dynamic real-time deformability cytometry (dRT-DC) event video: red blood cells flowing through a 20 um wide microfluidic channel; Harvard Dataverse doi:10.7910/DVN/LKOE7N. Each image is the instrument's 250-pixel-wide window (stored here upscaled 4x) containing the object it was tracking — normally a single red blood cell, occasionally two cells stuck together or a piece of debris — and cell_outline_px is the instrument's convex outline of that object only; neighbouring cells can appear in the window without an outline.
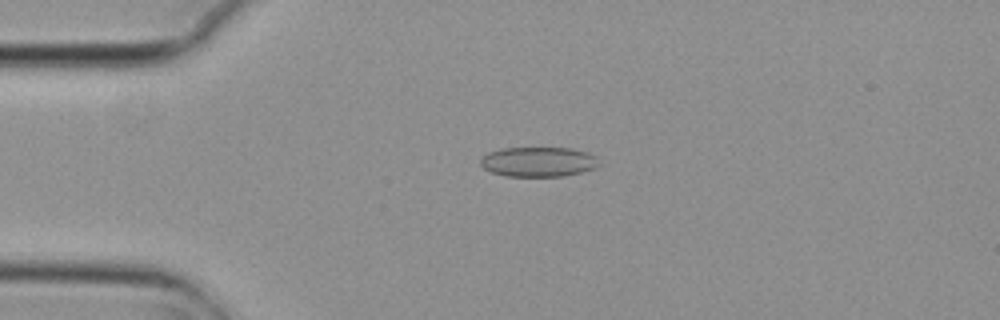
{"species": "common noctule bat (a hibernating species)", "species_latin": "Nyctalus noctula", "temperature_condition": "cold", "stored_images_in_passage": 5, "camera_frame_rate_fps": 3000, "um_per_image_px": 0.085, "animal": {"sex": "female", "body_mass_g": 29.2, "forearm_length_mm": 56.3}, "frame": {"image": 1, "passage_image": 3, "time_ms": 0.667, "image_size_px": [1000, 320], "cell_outline_px": [[604, 164], [596, 168], [580, 172], [560, 176], [504, 176], [492, 172], [484, 168], [480, 164], [480, 160], [488, 152], [500, 148], [572, 148], [588, 152], [596, 156]], "centroid_in_image_um": [45.81, 13.74], "position_along_channel_um": 39.2, "area_um2": 20.81}}
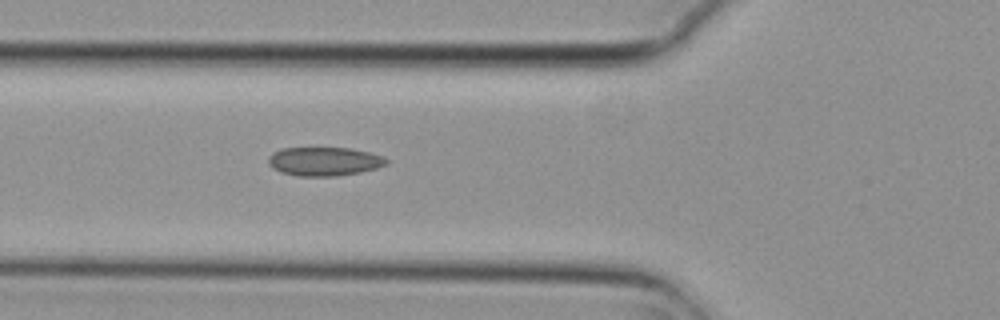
{"frame": {"image": 2, "passage_image": 5, "time_ms": 1.333, "image_size_px": [1000, 320], "cell_outline_px": [[388, 164], [376, 168], [360, 172], [336, 176], [296, 176], [280, 172], [272, 168], [268, 164], [268, 156], [272, 152], [284, 148], [352, 148], [384, 156], [388, 160]], "centroid_in_image_um": [27.54, 13.72], "position_along_channel_um": 98.3, "area_um2": 19.94}}